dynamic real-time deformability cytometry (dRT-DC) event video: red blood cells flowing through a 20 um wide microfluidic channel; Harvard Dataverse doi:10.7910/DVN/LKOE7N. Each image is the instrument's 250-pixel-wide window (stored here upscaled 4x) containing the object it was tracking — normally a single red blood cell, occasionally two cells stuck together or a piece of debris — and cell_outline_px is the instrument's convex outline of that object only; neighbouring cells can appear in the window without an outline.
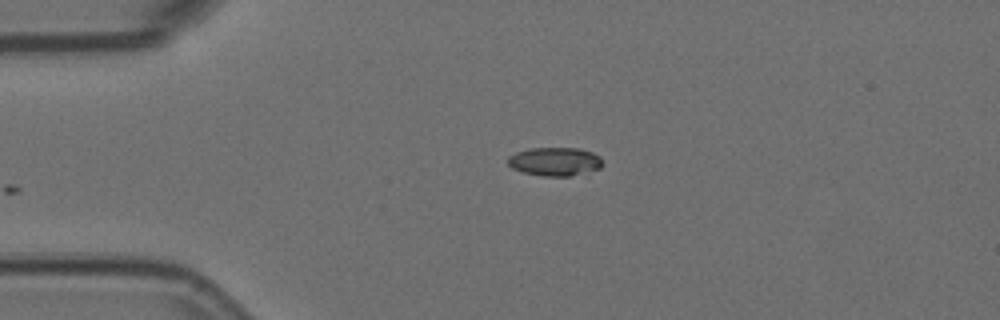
{"species": "Egyptian fruit bat (a non-hibernating species)", "species_latin": "Rousettus aegyptiacus", "temperature_condition": "room temperature", "stored_images_in_passage": 3, "camera_frame_rate_fps": 3000, "um_per_image_px": 0.085, "animal": {"sex": "female"}, "frame": {"image": 1, "passage_image": 3, "time_ms": 0.667, "image_size_px": [1000, 320], "cell_outline_px": [[604, 164], [600, 168], [568, 176], [544, 176], [524, 172], [512, 168], [508, 164], [508, 156], [516, 152], [528, 148], [580, 148], [592, 152], [600, 156]], "centroid_in_image_um": [47.17, 13.71], "position_along_channel_um": 37.8, "area_um2": 15.72}}